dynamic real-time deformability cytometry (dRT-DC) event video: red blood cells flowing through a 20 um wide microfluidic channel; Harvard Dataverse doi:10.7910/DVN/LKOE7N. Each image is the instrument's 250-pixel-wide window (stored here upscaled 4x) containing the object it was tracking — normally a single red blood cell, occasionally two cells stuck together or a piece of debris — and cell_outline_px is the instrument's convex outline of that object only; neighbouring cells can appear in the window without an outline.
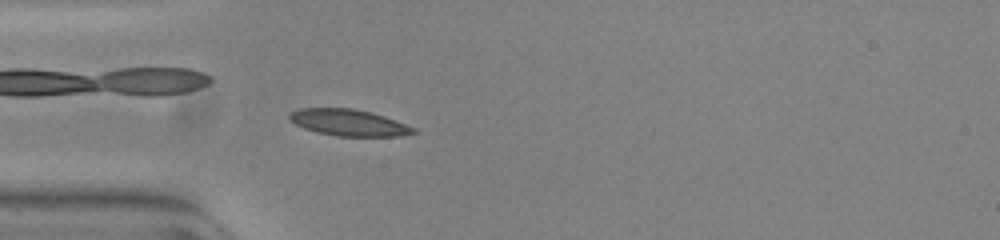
{"species": "common noctule bat (a hibernating species)", "species_latin": "Nyctalus noctula", "temperature_condition": "warm", "stored_images_in_passage": 53, "camera_frame_rate_fps": 3000, "um_per_image_px": 0.085, "animal": {"sex": "female", "body_mass_g": 23.0, "forearm_length_mm": 53.4}, "frame": {"image": 1, "passage_image": 15, "time_ms": 4.667, "image_size_px": [1000, 240], "cell_outline_px": [[416, 132], [400, 136], [336, 136], [316, 132], [304, 128], [288, 120], [288, 116], [292, 112], [300, 108], [352, 108], [372, 112], [384, 116], [416, 128]], "centroid_in_image_um": [29.62, 10.42], "position_along_channel_um": 55.4, "area_um2": 19.13}}
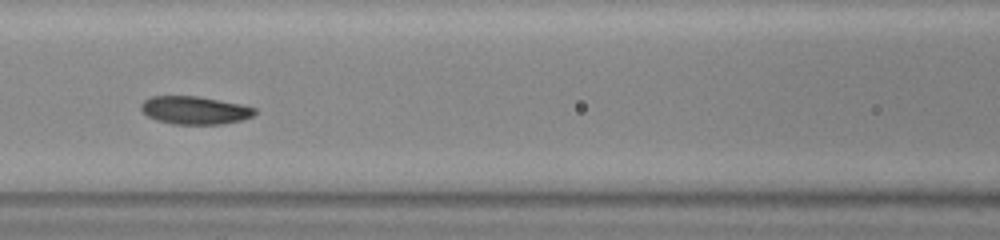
{"frame": {"image": 2, "passage_image": 23, "time_ms": 7.333, "image_size_px": [1000, 240], "cell_outline_px": [[256, 112], [252, 116], [240, 120], [220, 124], [172, 124], [156, 120], [148, 116], [140, 108], [140, 104], [144, 100], [152, 96], [196, 96], [240, 104], [256, 108]], "centroid_in_image_um": [16.52, 9.37], "position_along_channel_um": 150.1, "area_um2": 18.38}}
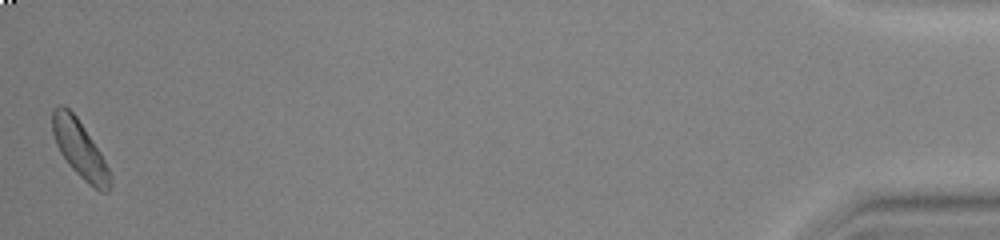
{"frame": {"image": 3, "passage_image": 53, "time_ms": 17.333, "image_size_px": [1000, 240], "cell_outline_px": [[112, 188], [108, 192], [100, 192], [88, 184], [68, 164], [60, 152], [56, 144], [52, 132], [52, 112], [60, 104], [64, 104], [76, 116], [100, 152], [108, 168], [112, 180]], "centroid_in_image_um": [6.79, 12.71], "position_along_channel_um": 428.4, "area_um2": 19.13}}